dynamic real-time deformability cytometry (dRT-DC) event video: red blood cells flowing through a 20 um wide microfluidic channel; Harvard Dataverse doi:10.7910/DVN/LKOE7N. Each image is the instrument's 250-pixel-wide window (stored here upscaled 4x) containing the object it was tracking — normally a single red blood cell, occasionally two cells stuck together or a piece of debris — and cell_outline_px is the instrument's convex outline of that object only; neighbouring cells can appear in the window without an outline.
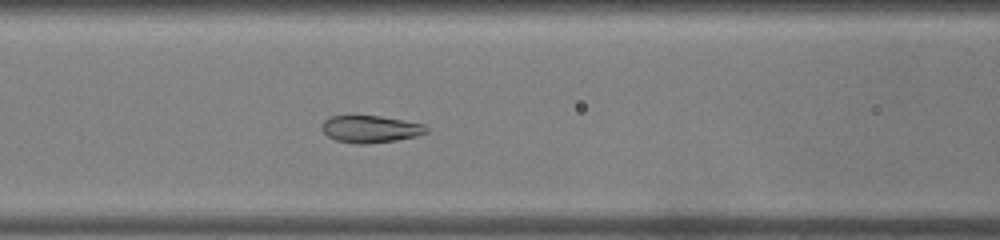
{"species": "common noctule bat (a hibernating species)", "species_latin": "Nyctalus noctula", "temperature_condition": "warm", "stored_images_in_passage": 33, "camera_frame_rate_fps": 3000, "um_per_image_px": 0.085, "animal": {"sex": "male", "body_mass_g": 19.0, "forearm_length_mm": 50.8}, "frame": {"image": 1, "passage_image": 5, "time_ms": 1.333, "image_size_px": [1000, 240], "cell_outline_px": [[428, 132], [416, 136], [396, 140], [368, 144], [356, 144], [336, 140], [328, 136], [320, 128], [324, 120], [328, 116], [380, 116], [424, 124], [428, 128]], "centroid_in_image_um": [31.47, 10.97], "position_along_channel_um": 135.1, "area_um2": 16.53}}
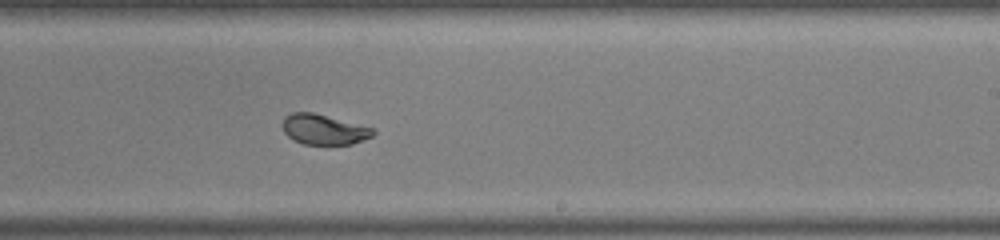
{"frame": {"image": 2, "passage_image": 14, "time_ms": 4.333, "image_size_px": [1000, 240], "cell_outline_px": [[376, 132], [372, 136], [352, 144], [304, 144], [292, 140], [284, 132], [280, 124], [284, 116], [292, 112], [312, 112], [372, 128]], "centroid_in_image_um": [27.45, 11.0], "position_along_channel_um": 261.6, "area_um2": 15.9}}
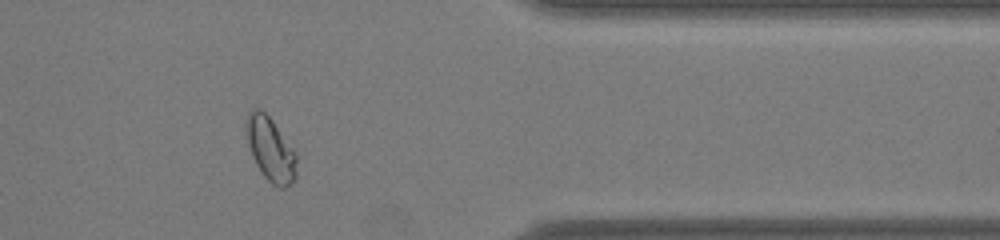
{"frame": {"image": 3, "passage_image": 24, "time_ms": 7.667, "image_size_px": [1000, 240], "cell_outline_px": [[296, 176], [292, 184], [284, 188], [280, 188], [272, 184], [264, 176], [256, 164], [252, 156], [248, 144], [248, 112], [256, 108], [260, 108], [272, 120], [292, 148], [296, 156]], "centroid_in_image_um": [23.02, 12.74], "position_along_channel_um": 388.4, "area_um2": 18.21}}